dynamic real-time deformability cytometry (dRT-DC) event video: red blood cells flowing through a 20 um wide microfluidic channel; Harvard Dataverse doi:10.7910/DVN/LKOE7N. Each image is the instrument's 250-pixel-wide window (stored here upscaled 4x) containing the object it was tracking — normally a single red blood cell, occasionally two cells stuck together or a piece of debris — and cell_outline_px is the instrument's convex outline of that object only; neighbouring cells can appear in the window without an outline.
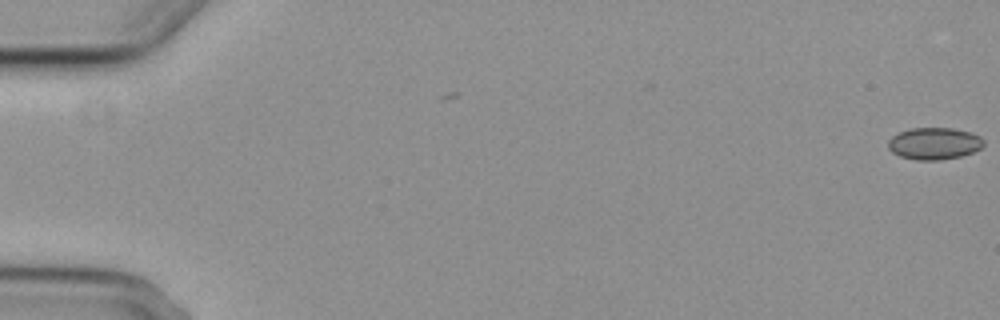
{"species": "common noctule bat (a hibernating species)", "species_latin": "Nyctalus noctula", "temperature_condition": "cold", "stored_images_in_passage": 5, "camera_frame_rate_fps": 3000, "um_per_image_px": 0.085, "animal": {"sex": "female", "body_mass_g": 29.2, "forearm_length_mm": 56.3}, "frame": {"image": 1, "passage_image": 1, "time_ms": 0.0, "image_size_px": [1000, 320], "cell_outline_px": [[984, 144], [980, 148], [972, 152], [960, 156], [940, 160], [916, 160], [900, 156], [892, 152], [888, 148], [888, 140], [892, 136], [900, 132], [912, 128], [952, 128], [972, 132], [980, 136], [984, 140]], "centroid_in_image_um": [79.41, 12.19], "position_along_channel_um": 5.6, "area_um2": 17.8}}
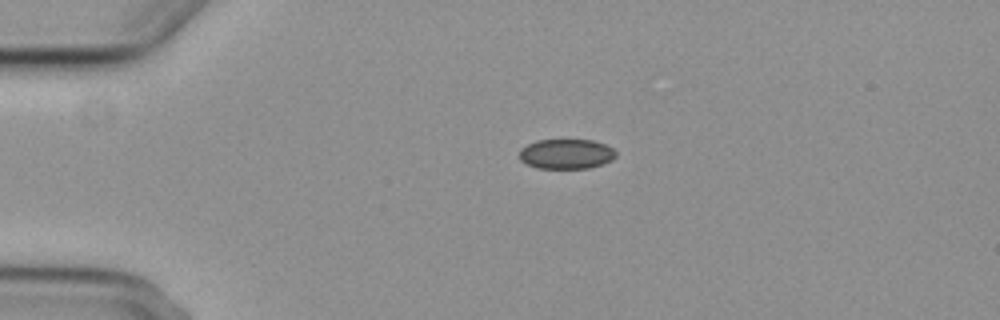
{"frame": {"image": 2, "passage_image": 4, "time_ms": 4.333, "image_size_px": [1000, 320], "cell_outline_px": [[616, 156], [612, 160], [588, 168], [536, 168], [520, 160], [520, 148], [536, 140], [592, 140], [604, 144], [612, 148], [616, 152]], "centroid_in_image_um": [48.12, 13.08], "position_along_channel_um": 36.9, "area_um2": 16.7}}